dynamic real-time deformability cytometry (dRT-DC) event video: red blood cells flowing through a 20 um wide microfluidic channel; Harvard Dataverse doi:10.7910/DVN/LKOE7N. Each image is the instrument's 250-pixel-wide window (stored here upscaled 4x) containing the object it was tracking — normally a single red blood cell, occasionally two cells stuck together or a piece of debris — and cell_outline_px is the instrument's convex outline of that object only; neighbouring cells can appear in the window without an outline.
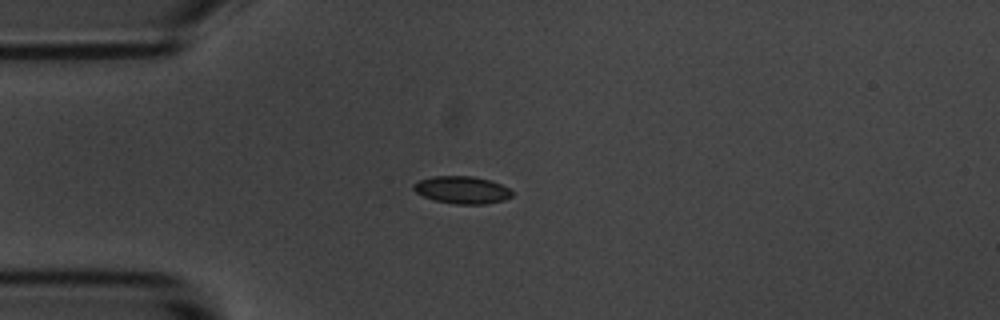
{"species": "common noctule bat (a hibernating species)", "species_latin": "Nyctalus noctula", "temperature_condition": "room temperature", "stored_images_in_passage": 4, "camera_frame_rate_fps": 3000, "um_per_image_px": 0.085, "animal": {"sex": "male", "body_mass_g": 20.1, "forearm_length_mm": 53.5}, "frame": {"image": 1, "passage_image": 4, "time_ms": 3.667, "image_size_px": [1000, 320], "cell_outline_px": [[512, 196], [504, 200], [484, 204], [456, 204], [436, 200], [424, 196], [416, 192], [412, 188], [412, 184], [420, 180], [432, 176], [472, 176], [492, 180], [508, 188], [512, 192]], "centroid_in_image_um": [39.27, 16.13], "position_along_channel_um": 45.7, "area_um2": 15.66}}